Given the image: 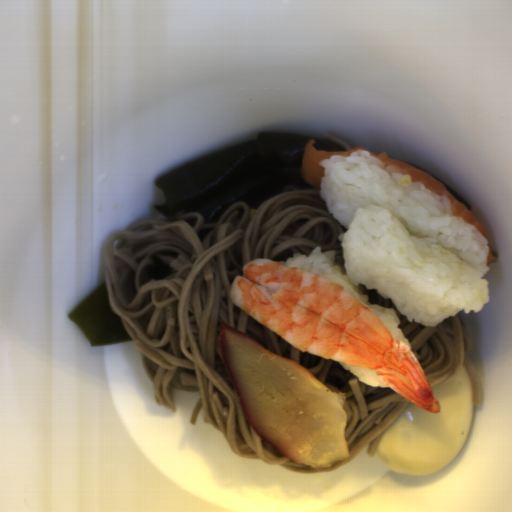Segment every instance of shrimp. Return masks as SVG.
Segmentation results:
<instances>
[{
    "label": "shrimp",
    "mask_w": 512,
    "mask_h": 512,
    "mask_svg": "<svg viewBox=\"0 0 512 512\" xmlns=\"http://www.w3.org/2000/svg\"><path fill=\"white\" fill-rule=\"evenodd\" d=\"M230 301L300 351L375 370L377 379L433 413L441 405L411 346L342 285L267 258L244 264Z\"/></svg>",
    "instance_id": "shrimp-1"
}]
</instances>
